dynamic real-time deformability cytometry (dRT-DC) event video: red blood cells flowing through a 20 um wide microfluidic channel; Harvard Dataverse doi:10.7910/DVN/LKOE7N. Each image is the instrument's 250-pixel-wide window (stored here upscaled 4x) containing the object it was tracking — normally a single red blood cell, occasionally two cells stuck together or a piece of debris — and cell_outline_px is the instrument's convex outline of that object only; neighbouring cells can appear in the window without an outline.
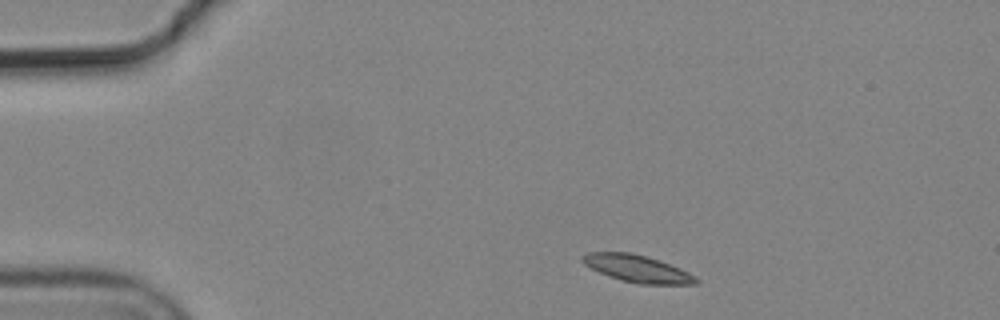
{"species": "common noctule bat (a hibernating species)", "species_latin": "Nyctalus noctula", "temperature_condition": "cold", "stored_images_in_passage": 4, "camera_frame_rate_fps": 3000, "um_per_image_px": 0.085, "animal": {"sex": "male", "body_mass_g": 19.2, "forearm_length_mm": 51.8}, "frame": {"image": 1, "passage_image": 1, "time_ms": 0.0, "image_size_px": [1000, 320], "cell_outline_px": [[700, 280], [696, 284], [640, 284], [624, 280], [600, 272], [584, 264], [580, 260], [580, 256], [588, 252], [628, 252], [648, 256], [660, 260], [680, 268], [696, 276]], "centroid_in_image_um": [54.19, 22.81], "position_along_channel_um": 30.8, "area_um2": 17.86}}
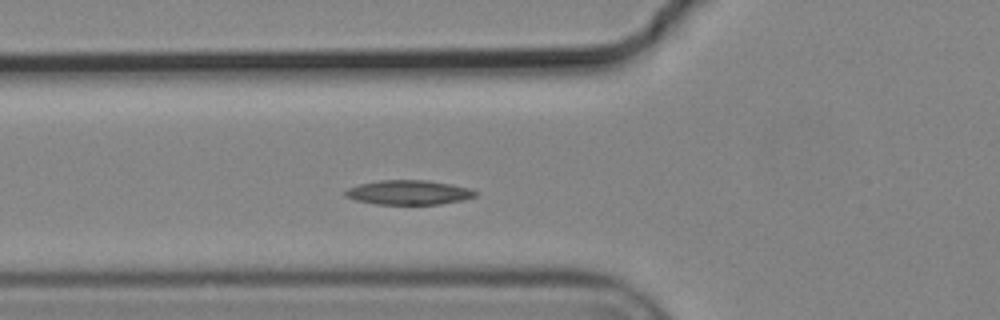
{"frame": {"image": 2, "passage_image": 4, "time_ms": 1.0, "image_size_px": [1000, 320], "cell_outline_px": [[480, 192], [476, 196], [464, 200], [440, 204], [376, 204], [356, 200], [344, 196], [344, 192], [348, 188], [360, 184], [380, 180], [424, 180], [452, 184], [472, 188]], "centroid_in_image_um": [34.8, 16.36], "position_along_channel_um": 91.0, "area_um2": 18.67}}